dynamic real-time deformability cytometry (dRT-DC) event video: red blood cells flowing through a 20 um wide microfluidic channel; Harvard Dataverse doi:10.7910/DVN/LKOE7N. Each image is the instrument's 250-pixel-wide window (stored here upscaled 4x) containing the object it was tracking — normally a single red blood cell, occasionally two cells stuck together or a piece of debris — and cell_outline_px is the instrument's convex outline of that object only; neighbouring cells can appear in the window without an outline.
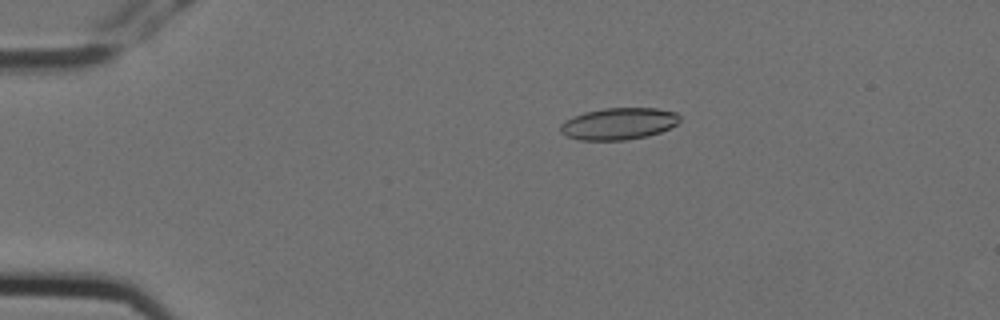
{"species": "Egyptian fruit bat (a non-hibernating species)", "species_latin": "Rousettus aegyptiacus", "temperature_condition": "cold", "stored_images_in_passage": 4, "camera_frame_rate_fps": 3000, "um_per_image_px": 0.085, "animal": {"sex": "female"}, "frame": {"image": 1, "passage_image": 1, "time_ms": 0.0, "image_size_px": [1000, 320], "cell_outline_px": [[680, 120], [676, 124], [660, 132], [644, 136], [624, 140], [580, 140], [568, 136], [560, 132], [560, 124], [564, 120], [572, 116], [584, 112], [604, 108], [656, 108], [676, 112], [680, 116]], "centroid_in_image_um": [52.55, 10.5], "position_along_channel_um": 32.4, "area_um2": 22.08}}
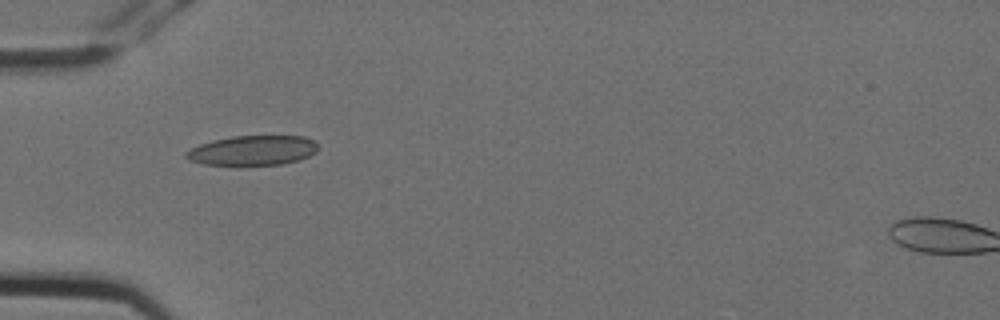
{"frame": {"image": 2, "passage_image": 3, "time_ms": 0.667, "image_size_px": [1000, 320], "cell_outline_px": [[316, 152], [300, 160], [280, 164], [240, 168], [204, 164], [188, 160], [184, 156], [184, 152], [200, 144], [212, 140], [232, 136], [304, 136], [312, 140], [316, 144]], "centroid_in_image_um": [21.41, 12.83], "position_along_channel_um": 63.6, "area_um2": 23.7}}
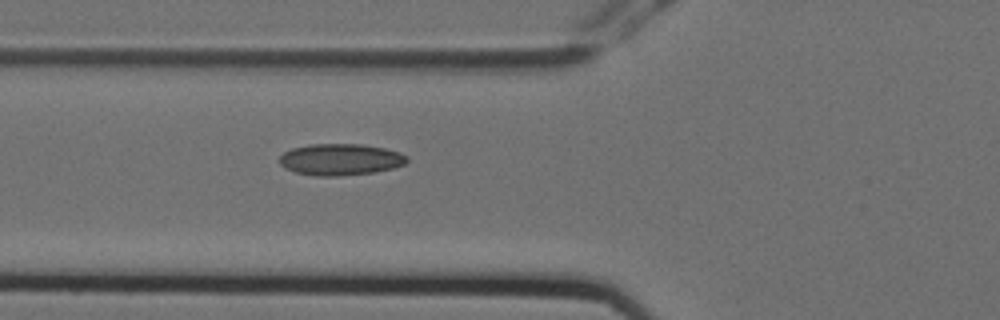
{"frame": {"image": 3, "passage_image": 4, "time_ms": 1.0, "image_size_px": [1000, 320], "cell_outline_px": [[408, 160], [404, 164], [392, 168], [372, 172], [340, 176], [316, 176], [296, 172], [284, 168], [280, 164], [280, 156], [284, 152], [292, 148], [308, 144], [360, 144], [384, 148], [400, 152], [408, 156]], "centroid_in_image_um": [28.92, 13.55], "position_along_channel_um": 96.9, "area_um2": 23.41}}